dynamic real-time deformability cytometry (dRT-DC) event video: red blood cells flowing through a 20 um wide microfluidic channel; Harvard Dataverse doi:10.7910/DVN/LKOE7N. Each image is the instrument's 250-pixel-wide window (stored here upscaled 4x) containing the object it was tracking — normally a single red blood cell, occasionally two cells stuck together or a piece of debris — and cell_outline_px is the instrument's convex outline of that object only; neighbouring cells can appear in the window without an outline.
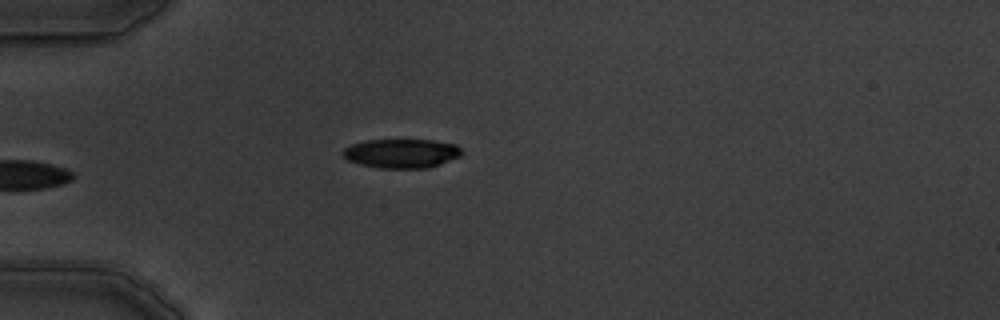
{"species": "common noctule bat (a hibernating species)", "species_latin": "Nyctalus noctula", "temperature_condition": "warm", "stored_images_in_passage": 5, "camera_frame_rate_fps": 3000, "um_per_image_px": 0.085, "animal": {"sex": "male", "body_mass_g": 19.5, "forearm_length_mm": 54.6}, "frame": {"image": 1, "passage_image": 5, "time_ms": 4.667, "image_size_px": [1000, 320], "cell_outline_px": [[460, 156], [440, 164], [428, 168], [380, 168], [360, 164], [348, 160], [340, 152], [344, 148], [352, 144], [364, 140], [432, 140], [456, 144], [460, 148]], "centroid_in_image_um": [34.1, 13.03], "position_along_channel_um": 50.9, "area_um2": 20.11}}